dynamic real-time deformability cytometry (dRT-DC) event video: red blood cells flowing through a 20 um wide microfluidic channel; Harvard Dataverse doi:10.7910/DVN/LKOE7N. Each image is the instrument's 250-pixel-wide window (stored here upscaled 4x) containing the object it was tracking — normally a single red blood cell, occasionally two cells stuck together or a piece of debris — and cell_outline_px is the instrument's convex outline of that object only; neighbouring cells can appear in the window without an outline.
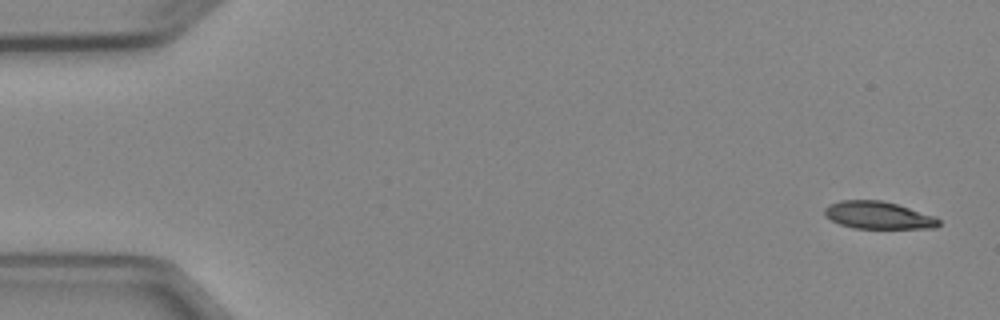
{"species": "Egyptian fruit bat (a non-hibernating species)", "species_latin": "Rousettus aegyptiacus", "temperature_condition": "cold", "stored_images_in_passage": 5, "camera_frame_rate_fps": 3000, "um_per_image_px": 0.085, "animal": {"sex": "female"}, "frame": {"image": 1, "passage_image": 1, "time_ms": 0.0, "image_size_px": [1000, 320], "cell_outline_px": [[940, 224], [936, 228], [852, 228], [840, 224], [824, 216], [824, 208], [828, 204], [840, 200], [880, 200], [896, 204], [936, 216], [940, 220]], "centroid_in_image_um": [74.64, 18.29], "position_along_channel_um": 10.4, "area_um2": 18.32}}
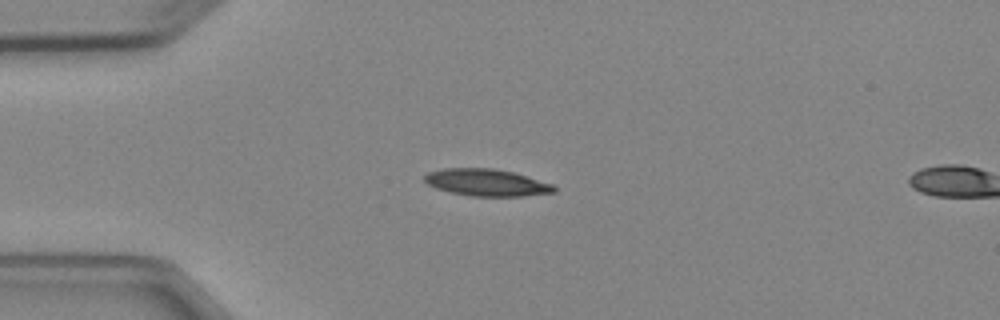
{"frame": {"image": 2, "passage_image": 4, "time_ms": 3.667, "image_size_px": [1000, 320], "cell_outline_px": [[556, 192], [524, 196], [472, 196], [452, 192], [436, 188], [428, 184], [424, 180], [424, 176], [428, 172], [444, 168], [492, 168], [512, 172], [552, 184], [556, 188]], "centroid_in_image_um": [41.35, 15.51], "position_along_channel_um": 43.6, "area_um2": 20.17}}